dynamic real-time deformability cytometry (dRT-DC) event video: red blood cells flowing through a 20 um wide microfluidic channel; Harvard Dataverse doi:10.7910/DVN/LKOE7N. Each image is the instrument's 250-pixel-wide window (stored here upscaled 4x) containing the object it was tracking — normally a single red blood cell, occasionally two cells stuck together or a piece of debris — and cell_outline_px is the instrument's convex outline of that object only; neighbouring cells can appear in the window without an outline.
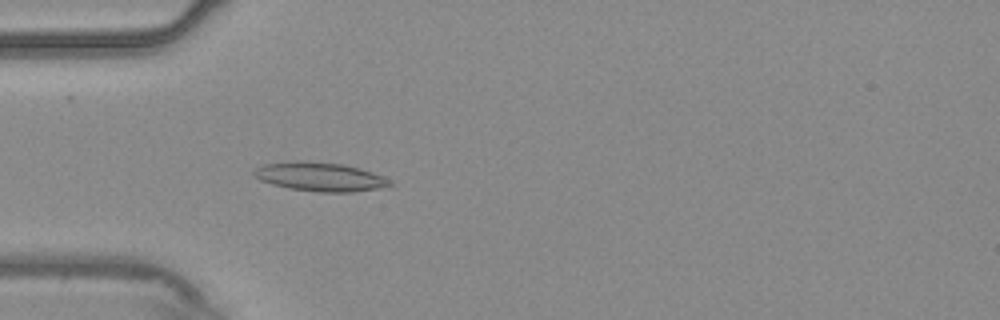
{"species": "common noctule bat (a hibernating species)", "species_latin": "Nyctalus noctula", "temperature_condition": "warm", "stored_images_in_passage": 54, "camera_frame_rate_fps": 3000, "um_per_image_px": 0.085, "animal": {"sex": "male", "body_mass_g": 20.4}, "frame": {"image": 1, "passage_image": 16, "time_ms": 5.0, "image_size_px": [1000, 320], "cell_outline_px": [[396, 184], [392, 188], [352, 192], [320, 192], [288, 188], [272, 184], [260, 180], [252, 172], [256, 168], [264, 164], [296, 160], [304, 160], [344, 164], [360, 168], [384, 176]], "centroid_in_image_um": [27.31, 15.03], "position_along_channel_um": 57.7, "area_um2": 23.41}}
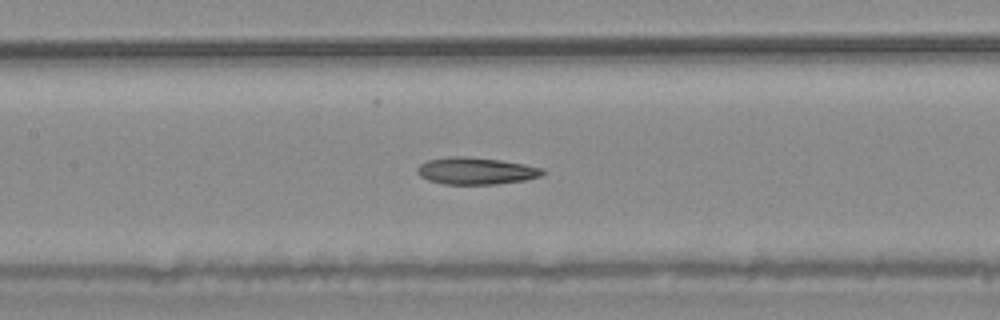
{"frame": {"image": 2, "passage_image": 25, "time_ms": 8.0, "image_size_px": [1000, 320], "cell_outline_px": [[548, 172], [540, 176], [524, 180], [496, 184], [444, 184], [428, 180], [420, 176], [416, 172], [416, 168], [420, 164], [428, 160], [452, 156], [464, 156], [500, 160], [524, 164], [544, 168]], "centroid_in_image_um": [40.46, 14.52], "position_along_channel_um": 166.9, "area_um2": 19.77}}
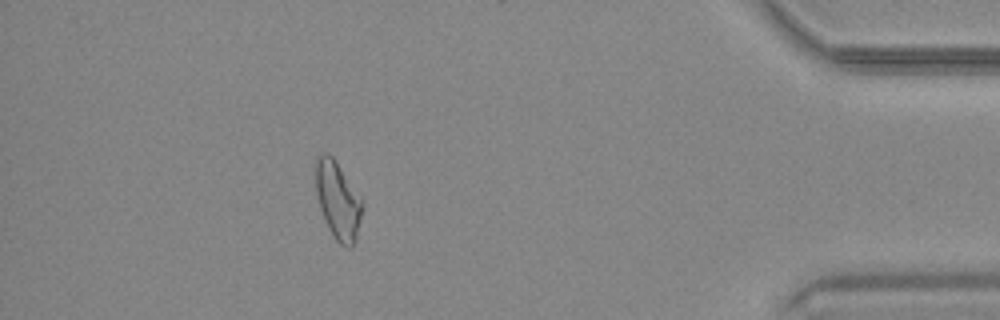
{"frame": {"image": 3, "passage_image": 48, "time_ms": 15.667, "image_size_px": [1000, 320], "cell_outline_px": [[364, 204], [356, 240], [352, 248], [348, 248], [340, 244], [332, 236], [328, 228], [320, 208], [316, 192], [316, 156], [320, 152], [328, 152], [336, 160], [364, 200]], "centroid_in_image_um": [28.74, 17.02], "position_along_channel_um": 406.5, "area_um2": 21.56}, "authors_computed_cell_mechanics": {"area_um2": 20.7213, "velocity_mm_per_s": 3.7659, "shape_relaxation_time_tau1_ms": null, "shape_relaxation_time_tau2_ms": 4.4377, "deformation_change_tau1": null, "deformation_change_tau2": 0.1215}}